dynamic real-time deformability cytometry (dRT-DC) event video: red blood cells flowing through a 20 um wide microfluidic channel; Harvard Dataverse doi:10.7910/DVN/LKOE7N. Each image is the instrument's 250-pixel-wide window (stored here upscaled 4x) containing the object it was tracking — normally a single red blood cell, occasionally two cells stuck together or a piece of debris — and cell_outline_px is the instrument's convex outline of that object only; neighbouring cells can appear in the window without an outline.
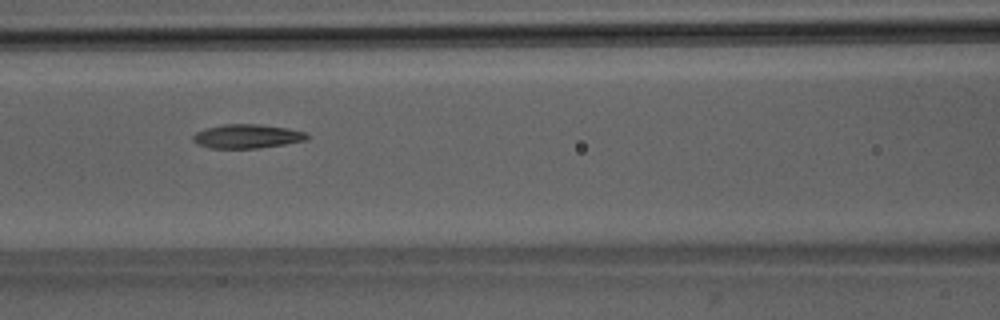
{"species": "Egyptian fruit bat (a non-hibernating species)", "species_latin": "Rousettus aegyptiacus", "temperature_condition": "room temperature", "stored_images_in_passage": 20, "camera_frame_rate_fps": 3000, "um_per_image_px": 0.085, "animal": {"sex": "male"}, "frame": {"image": 1, "passage_image": 12, "time_ms": 3.667, "image_size_px": [1000, 320], "cell_outline_px": [[308, 136], [304, 140], [284, 144], [260, 148], [208, 148], [196, 144], [192, 140], [192, 136], [196, 132], [204, 128], [224, 124], [260, 124], [288, 128], [304, 132]], "centroid_in_image_um": [20.92, 11.58], "position_along_channel_um": 145.7, "area_um2": 15.95}}